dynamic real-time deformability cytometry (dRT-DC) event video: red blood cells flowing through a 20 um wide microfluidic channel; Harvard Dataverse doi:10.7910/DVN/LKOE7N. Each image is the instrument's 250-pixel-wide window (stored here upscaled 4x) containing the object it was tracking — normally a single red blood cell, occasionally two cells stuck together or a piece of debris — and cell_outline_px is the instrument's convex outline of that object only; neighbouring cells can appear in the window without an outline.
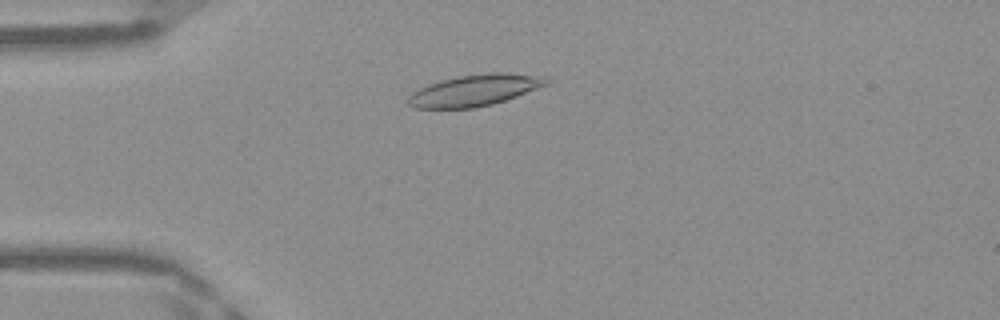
{"species": "Egyptian fruit bat (a non-hibernating species)", "species_latin": "Rousettus aegyptiacus", "temperature_condition": "warm", "stored_images_in_passage": 46, "camera_frame_rate_fps": 3000, "um_per_image_px": 0.085, "frame": {"image": 1, "passage_image": 10, "time_ms": 3.0, "image_size_px": [1000, 320], "cell_outline_px": [[552, 80], [548, 84], [516, 96], [492, 104], [472, 108], [416, 108], [408, 104], [408, 96], [412, 92], [420, 88], [440, 80], [456, 76], [488, 72], [500, 72], [548, 76]], "centroid_in_image_um": [40.38, 7.65], "position_along_channel_um": 44.6, "area_um2": 25.32}}
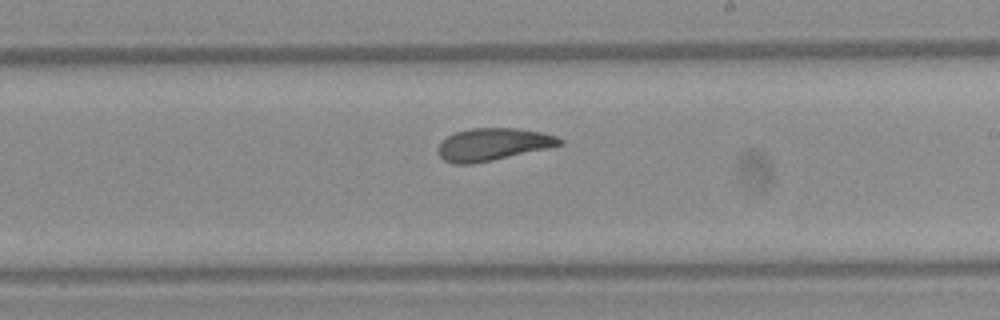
{"frame": {"image": 2, "passage_image": 26, "time_ms": 8.333, "image_size_px": [1000, 320], "cell_outline_px": [[564, 144], [548, 148], [492, 160], [472, 164], [452, 164], [444, 160], [440, 156], [436, 148], [440, 140], [456, 132], [472, 128], [516, 128], [540, 132], [556, 136], [564, 140]], "centroid_in_image_um": [41.87, 12.27], "position_along_channel_um": 247.1, "area_um2": 23.0}}
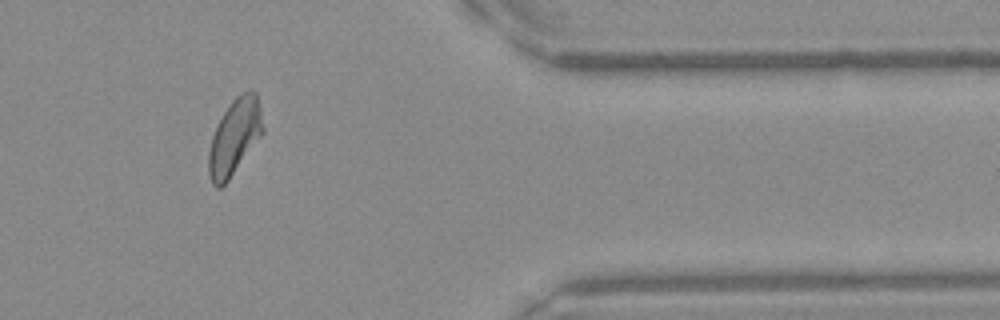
{"frame": {"image": 3, "passage_image": 38, "time_ms": 12.333, "image_size_px": [1000, 320], "cell_outline_px": [[264, 132], [228, 180], [220, 188], [216, 188], [212, 184], [208, 172], [208, 152], [212, 136], [224, 112], [232, 100], [240, 92], [252, 88], [256, 92], [260, 108], [264, 128]], "centroid_in_image_um": [19.94, 11.62], "position_along_channel_um": 391.5, "area_um2": 23.87}, "authors_computed_cell_mechanics": {"area_um2": 23.8714, "velocity_mm_per_s": 4.1763, "shape_relaxation_time_tau1_ms": 6.0555, "shape_relaxation_time_tau2_ms": 2.1797, "deformation_change_tau1": 0.1737, "deformation_change_tau2": 0.0827}}